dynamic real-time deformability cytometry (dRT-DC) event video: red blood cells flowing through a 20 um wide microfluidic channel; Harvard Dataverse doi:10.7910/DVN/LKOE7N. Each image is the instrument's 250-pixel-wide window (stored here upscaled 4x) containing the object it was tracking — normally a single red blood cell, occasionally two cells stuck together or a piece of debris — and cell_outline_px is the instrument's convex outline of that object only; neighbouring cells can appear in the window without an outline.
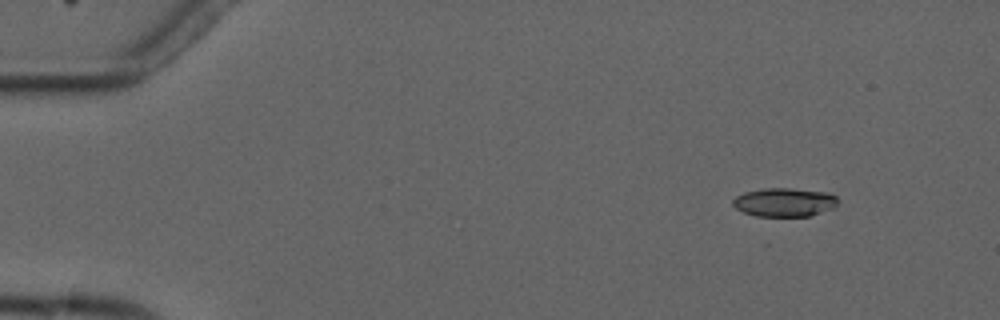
{"species": "common noctule bat (a hibernating species)", "species_latin": "Nyctalus noctula", "temperature_condition": "cold", "stored_images_in_passage": 4, "camera_frame_rate_fps": 3000, "um_per_image_px": 0.085, "animal": {"sex": "male", "forearm_length_mm": 52.5}, "frame": {"image": 1, "passage_image": 1, "time_ms": 0.0, "image_size_px": [1000, 320], "cell_outline_px": [[836, 204], [832, 208], [812, 216], [756, 216], [744, 212], [736, 208], [732, 204], [732, 200], [736, 196], [744, 192], [764, 188], [788, 188], [828, 192], [836, 196]], "centroid_in_image_um": [66.65, 17.19], "position_along_channel_um": 18.3, "area_um2": 17.51}}